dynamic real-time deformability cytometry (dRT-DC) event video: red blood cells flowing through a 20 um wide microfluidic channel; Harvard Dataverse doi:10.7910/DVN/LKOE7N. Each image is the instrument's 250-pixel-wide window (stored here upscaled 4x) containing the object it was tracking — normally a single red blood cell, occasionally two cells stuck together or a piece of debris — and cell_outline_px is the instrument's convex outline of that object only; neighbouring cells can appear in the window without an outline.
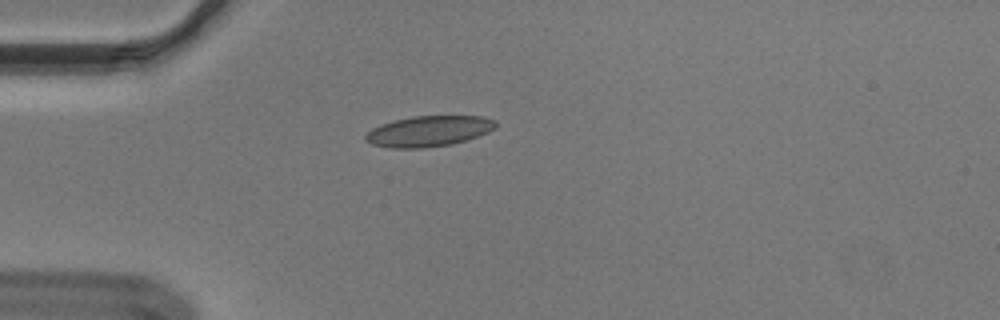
{"species": "Egyptian fruit bat (a non-hibernating species)", "species_latin": "Rousettus aegyptiacus", "temperature_condition": "cold", "stored_images_in_passage": 41, "camera_frame_rate_fps": 3000, "um_per_image_px": 0.085, "animal": {"sex": "male"}, "frame": {"image": 1, "passage_image": 1, "time_ms": 0.0, "image_size_px": [1000, 320], "cell_outline_px": [[496, 128], [488, 132], [452, 144], [424, 148], [392, 148], [372, 144], [364, 140], [364, 136], [372, 128], [380, 124], [412, 116], [484, 116], [496, 120]], "centroid_in_image_um": [36.43, 11.15], "position_along_channel_um": 48.6, "area_um2": 23.24}}
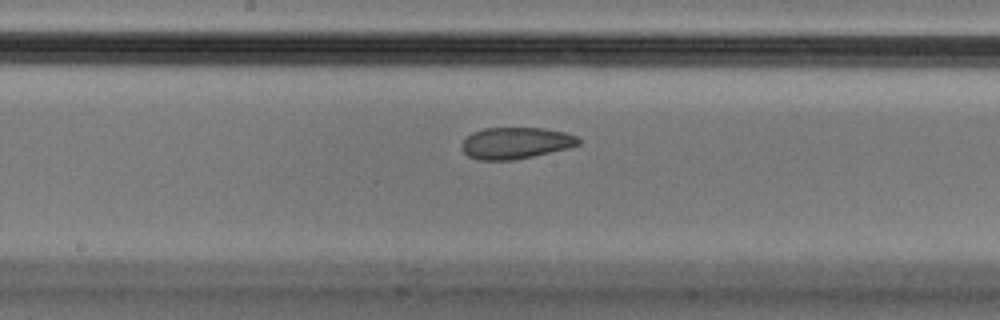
{"frame": {"image": 2, "passage_image": 15, "time_ms": 4.667, "image_size_px": [1000, 320], "cell_outline_px": [[580, 144], [568, 148], [516, 160], [480, 160], [468, 156], [460, 148], [460, 144], [472, 132], [484, 128], [544, 128], [564, 132], [576, 136], [580, 140]], "centroid_in_image_um": [43.81, 12.16], "position_along_channel_um": 204.4, "area_um2": 21.5}}
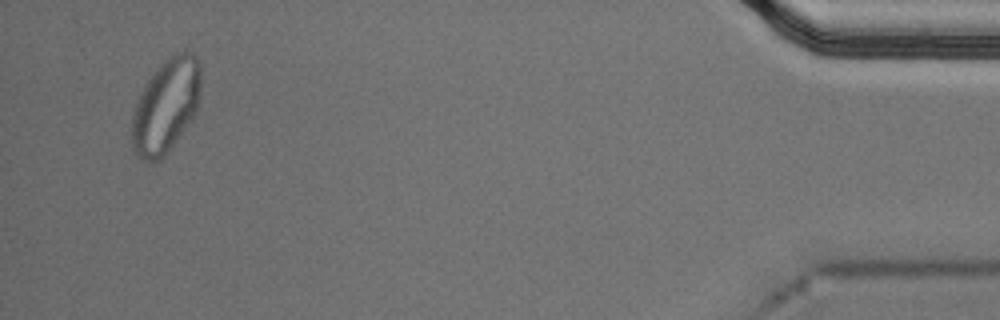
{"frame": {"image": 3, "passage_image": 39, "time_ms": 12.667, "image_size_px": [1000, 320], "cell_outline_px": [[200, 88], [196, 108], [192, 116], [184, 128], [164, 156], [160, 160], [152, 164], [140, 160], [132, 148], [132, 116], [136, 100], [144, 84], [156, 68], [168, 56], [176, 52], [192, 52], [196, 56], [200, 64]], "centroid_in_image_um": [14.06, 8.99], "position_along_channel_um": 421.1, "area_um2": 37.69}, "authors_computed_cell_mechanics": {"area_um2": 23.12, "velocity_mm_per_s": 3.6355, "shape_relaxation_time_tau1_ms": null, "shape_relaxation_time_tau2_ms": 1.7171, "deformation_change_tau1": null, "deformation_change_tau2": 0.0565}}